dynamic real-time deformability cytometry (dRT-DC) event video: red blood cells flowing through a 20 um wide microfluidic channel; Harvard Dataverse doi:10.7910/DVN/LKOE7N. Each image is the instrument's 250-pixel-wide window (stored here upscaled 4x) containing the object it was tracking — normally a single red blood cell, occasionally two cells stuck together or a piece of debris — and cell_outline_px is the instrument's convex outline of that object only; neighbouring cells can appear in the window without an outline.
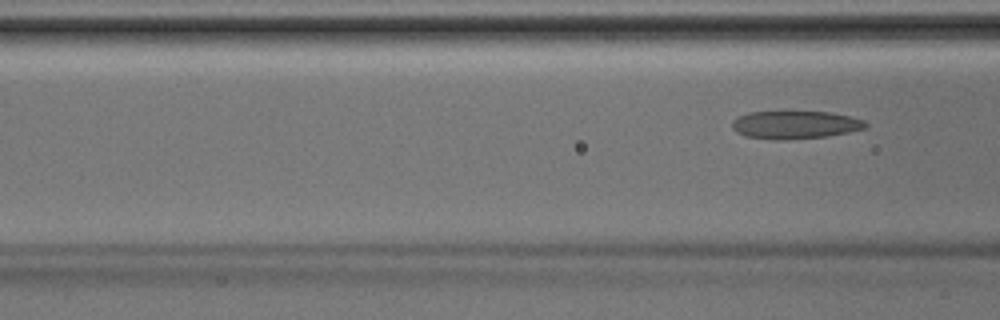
{"species": "Egyptian fruit bat (a non-hibernating species)", "species_latin": "Rousettus aegyptiacus", "temperature_condition": "room temperature", "stored_images_in_passage": 5, "camera_frame_rate_fps": 3000, "um_per_image_px": 0.085, "animal": {"sex": "male"}, "frame": {"image": 1, "passage_image": 5, "time_ms": 1.333, "image_size_px": [1000, 320], "cell_outline_px": [[868, 128], [828, 136], [788, 140], [776, 140], [744, 136], [736, 132], [732, 128], [732, 120], [748, 112], [832, 112], [864, 120], [868, 124]], "centroid_in_image_um": [67.59, 10.62], "position_along_channel_um": 99.0, "area_um2": 21.85}}